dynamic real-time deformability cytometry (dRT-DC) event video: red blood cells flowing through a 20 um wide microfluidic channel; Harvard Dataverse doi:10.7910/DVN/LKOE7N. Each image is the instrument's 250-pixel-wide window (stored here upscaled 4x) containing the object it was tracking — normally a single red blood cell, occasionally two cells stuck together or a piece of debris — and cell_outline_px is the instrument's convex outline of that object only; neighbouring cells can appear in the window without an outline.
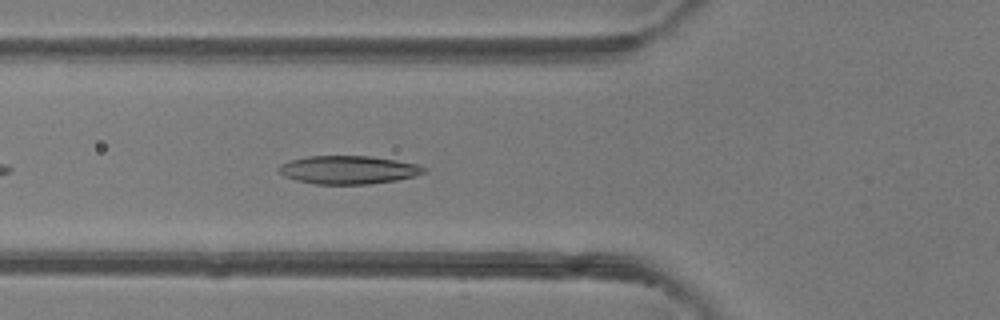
{"species": "common noctule bat (a hibernating species)", "species_latin": "Nyctalus noctula", "temperature_condition": "room temperature", "stored_images_in_passage": 35, "camera_frame_rate_fps": 3000, "um_per_image_px": 0.085, "animal": {"sex": "female"}, "frame": {"image": 1, "passage_image": 5, "time_ms": 1.333, "image_size_px": [1000, 320], "cell_outline_px": [[428, 172], [416, 176], [396, 180], [368, 184], [316, 184], [296, 180], [284, 176], [276, 168], [280, 164], [288, 160], [308, 156], [368, 156], [396, 160], [416, 164], [428, 168]], "centroid_in_image_um": [29.61, 14.43], "position_along_channel_um": 96.2, "area_um2": 24.04}}
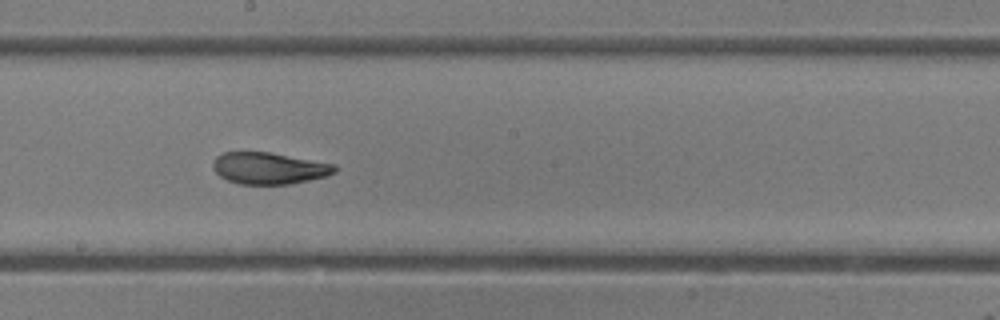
{"frame": {"image": 2, "passage_image": 14, "time_ms": 4.333, "image_size_px": [1000, 320], "cell_outline_px": [[336, 172], [324, 176], [308, 180], [288, 184], [240, 184], [228, 180], [220, 176], [212, 168], [212, 160], [216, 156], [224, 152], [268, 152], [336, 164]], "centroid_in_image_um": [22.83, 14.29], "position_along_channel_um": 225.4, "area_um2": 22.37}}
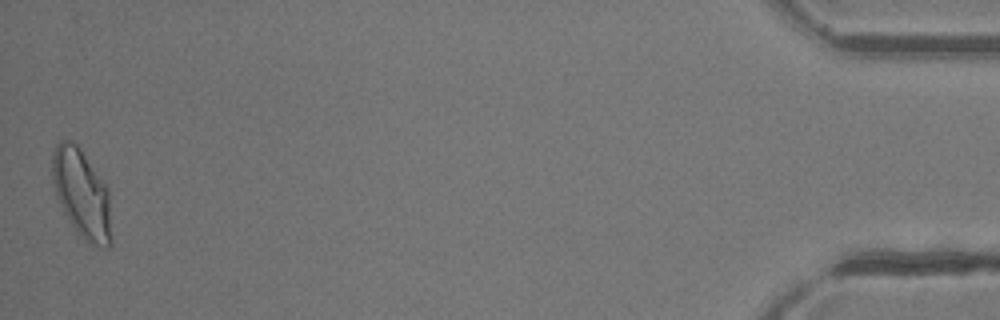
{"frame": {"image": 3, "passage_image": 35, "time_ms": 11.333, "image_size_px": [1000, 320], "cell_outline_px": [[112, 244], [108, 248], [104, 248], [84, 240], [76, 232], [64, 212], [56, 196], [52, 180], [52, 152], [56, 144], [60, 140], [72, 140], [80, 148], [108, 188], [112, 236]], "centroid_in_image_um": [6.95, 16.48], "position_along_channel_um": 428.3, "area_um2": 30.69}, "authors_computed_cell_mechanics": {"area_um2": 23.8714, "velocity_mm_per_s": 4.2842, "shape_relaxation_time_tau1_ms": 4.9715, "shape_relaxation_time_tau2_ms": 1.2831, "deformation_change_tau1": 0.1755, "deformation_change_tau2": 0.0735}}